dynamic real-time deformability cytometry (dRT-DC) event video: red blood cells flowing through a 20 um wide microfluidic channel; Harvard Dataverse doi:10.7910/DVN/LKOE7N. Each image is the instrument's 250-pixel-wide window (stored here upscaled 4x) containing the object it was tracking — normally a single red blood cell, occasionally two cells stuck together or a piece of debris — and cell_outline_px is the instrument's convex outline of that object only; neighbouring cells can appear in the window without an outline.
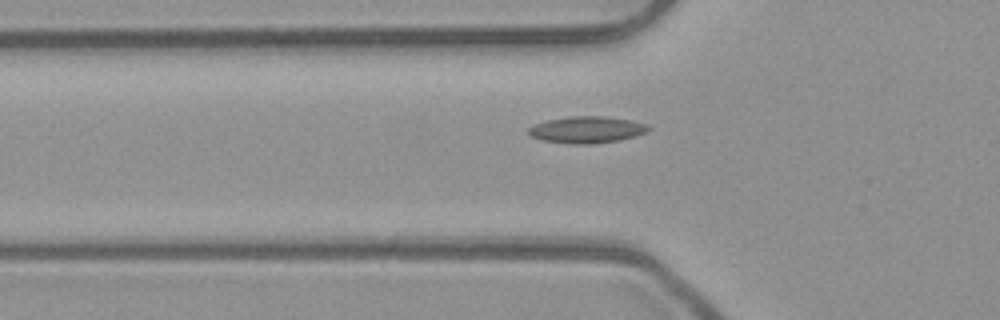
{"species": "common noctule bat (a hibernating species)", "species_latin": "Nyctalus noctula", "temperature_condition": "room temperature", "stored_images_in_passage": 31, "camera_frame_rate_fps": 3000, "um_per_image_px": 0.085, "animal": {"sex": "male", "body_mass_g": 23.1, "forearm_length_mm": 52.7}, "frame": {"image": 1, "passage_image": 2, "time_ms": 0.333, "image_size_px": [1000, 320], "cell_outline_px": [[652, 128], [648, 132], [636, 136], [620, 140], [592, 144], [572, 144], [544, 140], [532, 136], [528, 132], [528, 128], [536, 124], [548, 120], [572, 116], [604, 116], [632, 120], [648, 124]], "centroid_in_image_um": [49.97, 11.02], "position_along_channel_um": 75.8, "area_um2": 18.67}}
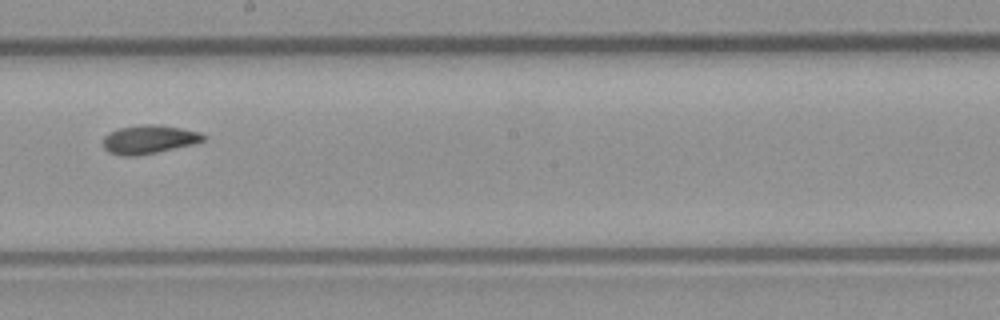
{"frame": {"image": 2, "passage_image": 14, "time_ms": 4.333, "image_size_px": [1000, 320], "cell_outline_px": [[208, 136], [204, 140], [192, 144], [156, 152], [136, 156], [124, 156], [108, 152], [104, 148], [104, 136], [108, 132], [120, 128], [144, 124], [160, 124], [200, 132]], "centroid_in_image_um": [12.66, 11.84], "position_along_channel_um": 235.5, "area_um2": 16.65}}
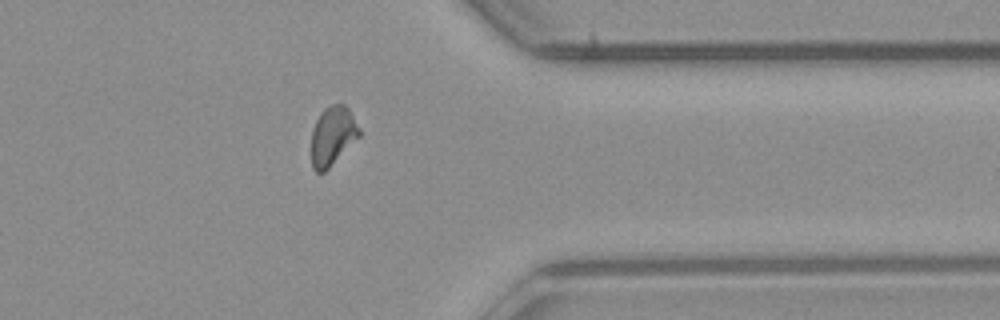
{"frame": {"image": 3, "passage_image": 26, "time_ms": 8.333, "image_size_px": [1000, 320], "cell_outline_px": [[360, 136], [324, 172], [316, 172], [312, 168], [312, 132], [316, 120], [320, 112], [324, 108], [332, 104], [344, 104], [348, 108], [360, 128]], "centroid_in_image_um": [28.27, 11.53], "position_along_channel_um": 383.1, "area_um2": 16.3}}